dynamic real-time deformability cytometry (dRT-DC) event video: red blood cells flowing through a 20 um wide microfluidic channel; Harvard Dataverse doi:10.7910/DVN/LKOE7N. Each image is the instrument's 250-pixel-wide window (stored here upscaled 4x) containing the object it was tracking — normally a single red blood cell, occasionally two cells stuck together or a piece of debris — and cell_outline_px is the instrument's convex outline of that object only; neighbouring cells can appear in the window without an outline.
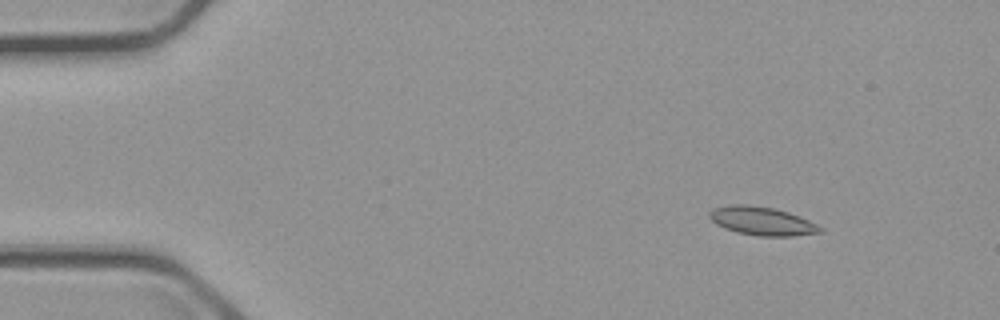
{"species": "common noctule bat (a hibernating species)", "species_latin": "Nyctalus noctula", "temperature_condition": "cold", "stored_images_in_passage": 6, "camera_frame_rate_fps": 3000, "um_per_image_px": 0.085, "animal": {"sex": "male", "body_mass_g": 23.1, "forearm_length_mm": 52.7}, "frame": {"image": 1, "passage_image": 3, "time_ms": 2.0, "image_size_px": [1000, 320], "cell_outline_px": [[824, 232], [792, 236], [760, 236], [736, 232], [724, 228], [716, 224], [708, 216], [708, 212], [712, 208], [728, 204], [748, 204], [772, 208], [788, 212], [800, 216], [824, 228]], "centroid_in_image_um": [64.75, 18.78], "position_along_channel_um": 20.3, "area_um2": 18.55}}